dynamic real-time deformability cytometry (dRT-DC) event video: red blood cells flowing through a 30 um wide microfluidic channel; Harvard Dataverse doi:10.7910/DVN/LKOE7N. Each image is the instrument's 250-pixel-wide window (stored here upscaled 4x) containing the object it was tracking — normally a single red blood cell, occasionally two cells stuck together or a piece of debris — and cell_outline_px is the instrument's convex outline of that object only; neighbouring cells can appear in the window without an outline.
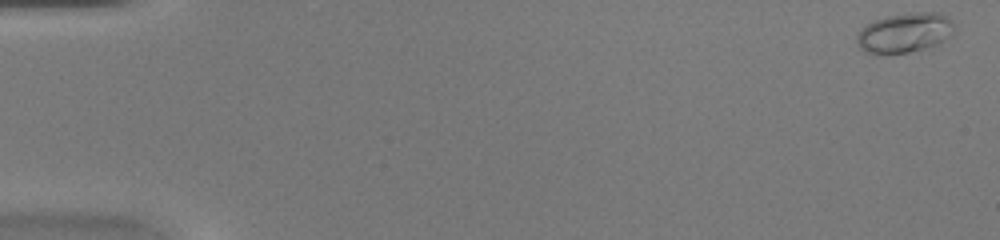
{"species": "common noctule bat (a hibernating species)", "species_latin": "Nyctalus noctula", "temperature_condition": "warm", "stored_images_in_passage": 4, "camera_frame_rate_fps": 3000, "um_per_image_px": 0.085, "animal": {"sex": "female", "body_mass_g": 20.0, "forearm_length_mm": 54.0}, "frame": {"image": 1, "passage_image": 1, "time_ms": 0.0, "image_size_px": [1000, 240], "cell_outline_px": [[956, 32], [952, 36], [936, 44], [924, 48], [908, 52], [880, 56], [864, 52], [860, 48], [856, 40], [856, 36], [860, 28], [884, 16], [912, 12], [940, 12], [948, 16], [952, 20], [956, 28]], "centroid_in_image_um": [76.91, 2.79], "position_along_channel_um": 8.1, "area_um2": 23.24}}